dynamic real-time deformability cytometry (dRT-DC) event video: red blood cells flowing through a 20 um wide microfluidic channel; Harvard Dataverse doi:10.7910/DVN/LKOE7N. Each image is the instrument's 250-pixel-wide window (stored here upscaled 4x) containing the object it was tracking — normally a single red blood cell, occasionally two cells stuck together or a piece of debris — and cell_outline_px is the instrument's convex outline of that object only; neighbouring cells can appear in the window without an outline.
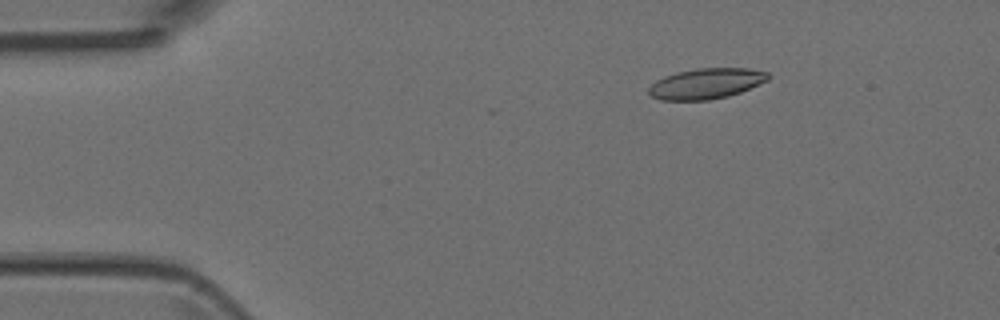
{"species": "Egyptian fruit bat (a non-hibernating species)", "species_latin": "Rousettus aegyptiacus", "temperature_condition": "room temperature", "stored_images_in_passage": 5, "camera_frame_rate_fps": 3000, "um_per_image_px": 0.085, "animal": {"sex": "female"}, "frame": {"image": 1, "passage_image": 3, "time_ms": 0.667, "image_size_px": [1000, 320], "cell_outline_px": [[772, 76], [768, 80], [740, 92], [728, 96], [708, 100], [660, 100], [652, 96], [648, 92], [648, 88], [656, 80], [664, 76], [696, 68], [748, 68], [768, 72]], "centroid_in_image_um": [60.04, 7.1], "position_along_channel_um": 25.0, "area_um2": 21.21}}